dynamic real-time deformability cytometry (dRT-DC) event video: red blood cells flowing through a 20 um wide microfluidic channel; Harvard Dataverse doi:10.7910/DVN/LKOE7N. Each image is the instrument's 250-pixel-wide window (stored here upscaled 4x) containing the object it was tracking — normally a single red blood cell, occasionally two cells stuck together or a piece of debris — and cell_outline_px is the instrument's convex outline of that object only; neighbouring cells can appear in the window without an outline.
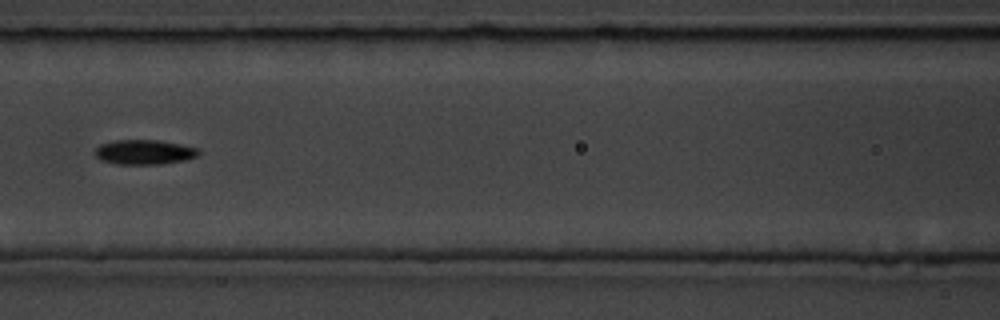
{"species": "common noctule bat (a hibernating species)", "species_latin": "Nyctalus noctula", "temperature_condition": "room temperature", "stored_images_in_passage": 10, "camera_frame_rate_fps": 3000, "um_per_image_px": 0.085, "animal": {"sex": "male", "body_mass_g": 19.5, "forearm_length_mm": 54.6}, "frame": {"image": 1, "passage_image": 6, "time_ms": 6.0, "image_size_px": [1000, 320], "cell_outline_px": [[200, 152], [196, 156], [184, 160], [160, 164], [116, 164], [100, 160], [96, 156], [96, 148], [100, 144], [112, 140], [160, 140], [180, 144], [196, 148]], "centroid_in_image_um": [12.23, 12.92], "position_along_channel_um": 154.4, "area_um2": 14.85}}
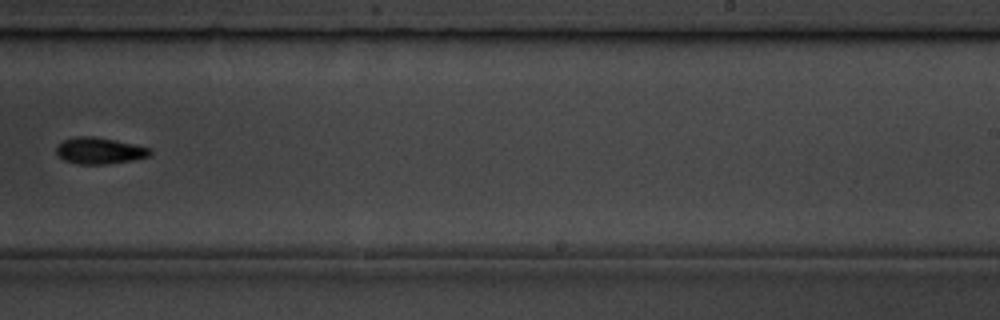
{"frame": {"image": 2, "passage_image": 9, "time_ms": 9.333, "image_size_px": [1000, 320], "cell_outline_px": [[152, 152], [148, 156], [136, 160], [108, 164], [76, 164], [64, 160], [56, 152], [56, 144], [72, 136], [92, 136], [116, 140], [152, 148]], "centroid_in_image_um": [8.46, 12.81], "position_along_channel_um": 280.5, "area_um2": 14.68}}